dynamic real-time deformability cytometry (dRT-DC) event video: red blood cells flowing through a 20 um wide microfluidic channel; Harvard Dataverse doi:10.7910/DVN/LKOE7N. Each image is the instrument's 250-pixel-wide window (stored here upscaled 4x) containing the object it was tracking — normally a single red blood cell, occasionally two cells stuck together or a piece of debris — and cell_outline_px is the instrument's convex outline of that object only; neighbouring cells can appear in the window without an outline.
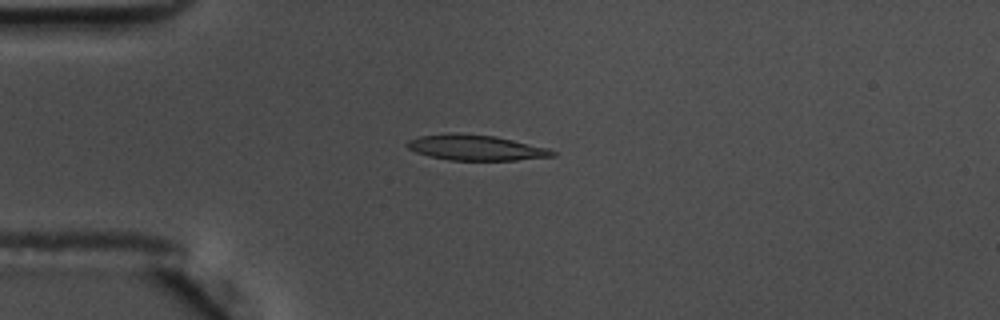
{"species": "common noctule bat (a hibernating species)", "species_latin": "Nyctalus noctula", "temperature_condition": "warm", "stored_images_in_passage": 55, "camera_frame_rate_fps": 3000, "um_per_image_px": 0.085, "animal": {"sex": "male", "body_mass_g": 17.5, "forearm_length_mm": 52.3}, "frame": {"image": 1, "passage_image": 14, "time_ms": 4.333, "image_size_px": [1000, 320], "cell_outline_px": [[556, 156], [516, 160], [448, 160], [428, 156], [416, 152], [408, 148], [404, 144], [408, 140], [420, 136], [452, 132], [456, 132], [496, 136], [548, 148], [556, 152]], "centroid_in_image_um": [40.42, 12.54], "position_along_channel_um": 44.6, "area_um2": 21.73}}
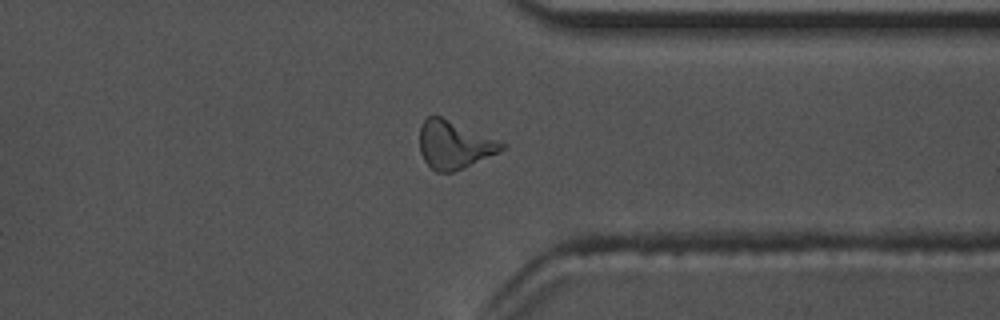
{"frame": {"image": 2, "passage_image": 43, "time_ms": 14.0, "image_size_px": [1000, 320], "cell_outline_px": [[508, 144], [504, 148], [464, 168], [452, 172], [436, 172], [424, 160], [420, 152], [420, 124], [428, 116], [440, 116], [500, 140]], "centroid_in_image_um": [38.59, 12.3], "position_along_channel_um": 372.8, "area_um2": 22.72}}
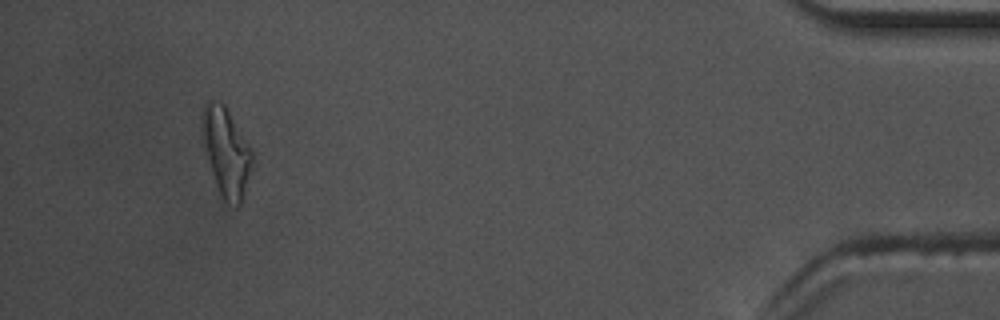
{"frame": {"image": 3, "passage_image": 52, "time_ms": 17.0, "image_size_px": [1000, 320], "cell_outline_px": [[252, 160], [244, 200], [236, 208], [228, 204], [220, 196], [216, 184], [200, 128], [200, 116], [204, 104], [208, 100], [220, 100], [224, 104], [252, 152]], "centroid_in_image_um": [19.21, 12.92], "position_along_channel_um": 416.0, "area_um2": 25.55}, "authors_computed_cell_mechanics": {"area_um2": 21.2126, "velocity_mm_per_s": 3.6295, "shape_relaxation_time_tau1_ms": 9.8498, "shape_relaxation_time_tau2_ms": 3.7047, "deformation_change_tau1": 0.2754, "deformation_change_tau2": 0.1333}}